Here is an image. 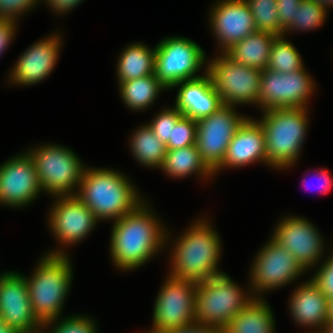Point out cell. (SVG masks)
I'll return each instance as SVG.
<instances>
[{
  "instance_id": "10",
  "label": "cell",
  "mask_w": 333,
  "mask_h": 333,
  "mask_svg": "<svg viewBox=\"0 0 333 333\" xmlns=\"http://www.w3.org/2000/svg\"><path fill=\"white\" fill-rule=\"evenodd\" d=\"M203 48L186 37H169L156 46L154 74L167 88L198 78L195 74L206 64Z\"/></svg>"
},
{
  "instance_id": "44",
  "label": "cell",
  "mask_w": 333,
  "mask_h": 333,
  "mask_svg": "<svg viewBox=\"0 0 333 333\" xmlns=\"http://www.w3.org/2000/svg\"><path fill=\"white\" fill-rule=\"evenodd\" d=\"M322 333H333V320H328Z\"/></svg>"
},
{
  "instance_id": "16",
  "label": "cell",
  "mask_w": 333,
  "mask_h": 333,
  "mask_svg": "<svg viewBox=\"0 0 333 333\" xmlns=\"http://www.w3.org/2000/svg\"><path fill=\"white\" fill-rule=\"evenodd\" d=\"M271 238L285 247L306 271L320 262L324 252L322 236L311 221L302 217H284Z\"/></svg>"
},
{
  "instance_id": "2",
  "label": "cell",
  "mask_w": 333,
  "mask_h": 333,
  "mask_svg": "<svg viewBox=\"0 0 333 333\" xmlns=\"http://www.w3.org/2000/svg\"><path fill=\"white\" fill-rule=\"evenodd\" d=\"M212 227L206 219L196 220L173 242L171 277L200 282L223 273L218 269L222 243Z\"/></svg>"
},
{
  "instance_id": "21",
  "label": "cell",
  "mask_w": 333,
  "mask_h": 333,
  "mask_svg": "<svg viewBox=\"0 0 333 333\" xmlns=\"http://www.w3.org/2000/svg\"><path fill=\"white\" fill-rule=\"evenodd\" d=\"M175 87L179 90L174 106L183 116L195 121L210 116L223 106L207 71L201 77L179 82L172 88Z\"/></svg>"
},
{
  "instance_id": "36",
  "label": "cell",
  "mask_w": 333,
  "mask_h": 333,
  "mask_svg": "<svg viewBox=\"0 0 333 333\" xmlns=\"http://www.w3.org/2000/svg\"><path fill=\"white\" fill-rule=\"evenodd\" d=\"M318 271L312 276V280L320 287L322 292L329 299L333 297V253L327 256Z\"/></svg>"
},
{
  "instance_id": "31",
  "label": "cell",
  "mask_w": 333,
  "mask_h": 333,
  "mask_svg": "<svg viewBox=\"0 0 333 333\" xmlns=\"http://www.w3.org/2000/svg\"><path fill=\"white\" fill-rule=\"evenodd\" d=\"M327 10L314 0H301L295 13V21L283 31V35L289 31H308L321 27L325 21Z\"/></svg>"
},
{
  "instance_id": "42",
  "label": "cell",
  "mask_w": 333,
  "mask_h": 333,
  "mask_svg": "<svg viewBox=\"0 0 333 333\" xmlns=\"http://www.w3.org/2000/svg\"><path fill=\"white\" fill-rule=\"evenodd\" d=\"M328 320H333V297L328 299Z\"/></svg>"
},
{
  "instance_id": "30",
  "label": "cell",
  "mask_w": 333,
  "mask_h": 333,
  "mask_svg": "<svg viewBox=\"0 0 333 333\" xmlns=\"http://www.w3.org/2000/svg\"><path fill=\"white\" fill-rule=\"evenodd\" d=\"M254 17L257 31L283 35L277 12V0H245Z\"/></svg>"
},
{
  "instance_id": "41",
  "label": "cell",
  "mask_w": 333,
  "mask_h": 333,
  "mask_svg": "<svg viewBox=\"0 0 333 333\" xmlns=\"http://www.w3.org/2000/svg\"><path fill=\"white\" fill-rule=\"evenodd\" d=\"M318 176H320V179L319 180H321V184L319 185V188H321L320 189V191L324 194H326L328 191H329V189L331 188V186H332V184H333V180L332 179H330L331 177V175H330V173L328 172V170H325V169H321L320 171H319V175ZM306 180V179H305ZM304 180V181H305ZM305 185L307 184L306 182L304 183ZM308 186V185H307Z\"/></svg>"
},
{
  "instance_id": "19",
  "label": "cell",
  "mask_w": 333,
  "mask_h": 333,
  "mask_svg": "<svg viewBox=\"0 0 333 333\" xmlns=\"http://www.w3.org/2000/svg\"><path fill=\"white\" fill-rule=\"evenodd\" d=\"M44 39L33 43L20 55L8 81L21 86L35 85L52 73L59 57L62 38L55 33Z\"/></svg>"
},
{
  "instance_id": "13",
  "label": "cell",
  "mask_w": 333,
  "mask_h": 333,
  "mask_svg": "<svg viewBox=\"0 0 333 333\" xmlns=\"http://www.w3.org/2000/svg\"><path fill=\"white\" fill-rule=\"evenodd\" d=\"M247 118L236 113L233 106L223 105L210 116L196 121V146L212 172L222 164L230 141Z\"/></svg>"
},
{
  "instance_id": "24",
  "label": "cell",
  "mask_w": 333,
  "mask_h": 333,
  "mask_svg": "<svg viewBox=\"0 0 333 333\" xmlns=\"http://www.w3.org/2000/svg\"><path fill=\"white\" fill-rule=\"evenodd\" d=\"M276 35L256 31L233 44L224 53L232 60L259 70L267 68L272 43Z\"/></svg>"
},
{
  "instance_id": "18",
  "label": "cell",
  "mask_w": 333,
  "mask_h": 333,
  "mask_svg": "<svg viewBox=\"0 0 333 333\" xmlns=\"http://www.w3.org/2000/svg\"><path fill=\"white\" fill-rule=\"evenodd\" d=\"M219 1V2H218ZM213 5L210 24L224 53L233 44L256 32L254 17L245 0H218Z\"/></svg>"
},
{
  "instance_id": "37",
  "label": "cell",
  "mask_w": 333,
  "mask_h": 333,
  "mask_svg": "<svg viewBox=\"0 0 333 333\" xmlns=\"http://www.w3.org/2000/svg\"><path fill=\"white\" fill-rule=\"evenodd\" d=\"M301 0H277V12L281 29L284 31L291 21H295V13Z\"/></svg>"
},
{
  "instance_id": "34",
  "label": "cell",
  "mask_w": 333,
  "mask_h": 333,
  "mask_svg": "<svg viewBox=\"0 0 333 333\" xmlns=\"http://www.w3.org/2000/svg\"><path fill=\"white\" fill-rule=\"evenodd\" d=\"M182 116L183 114L175 106L168 107L162 109L160 113L154 116L153 120L148 123V126L159 140L166 145L171 138L172 127L175 126Z\"/></svg>"
},
{
  "instance_id": "23",
  "label": "cell",
  "mask_w": 333,
  "mask_h": 333,
  "mask_svg": "<svg viewBox=\"0 0 333 333\" xmlns=\"http://www.w3.org/2000/svg\"><path fill=\"white\" fill-rule=\"evenodd\" d=\"M265 299L254 298L235 315L223 333H274L275 319Z\"/></svg>"
},
{
  "instance_id": "20",
  "label": "cell",
  "mask_w": 333,
  "mask_h": 333,
  "mask_svg": "<svg viewBox=\"0 0 333 333\" xmlns=\"http://www.w3.org/2000/svg\"><path fill=\"white\" fill-rule=\"evenodd\" d=\"M267 165L265 133L258 119L248 117L230 141L222 164L213 172L228 168H240L251 163Z\"/></svg>"
},
{
  "instance_id": "45",
  "label": "cell",
  "mask_w": 333,
  "mask_h": 333,
  "mask_svg": "<svg viewBox=\"0 0 333 333\" xmlns=\"http://www.w3.org/2000/svg\"><path fill=\"white\" fill-rule=\"evenodd\" d=\"M0 333H19V332L14 330L13 328L8 327L6 324H3L0 327Z\"/></svg>"
},
{
  "instance_id": "9",
  "label": "cell",
  "mask_w": 333,
  "mask_h": 333,
  "mask_svg": "<svg viewBox=\"0 0 333 333\" xmlns=\"http://www.w3.org/2000/svg\"><path fill=\"white\" fill-rule=\"evenodd\" d=\"M196 290L197 282L169 275L156 298L153 328L146 333H163L195 324Z\"/></svg>"
},
{
  "instance_id": "33",
  "label": "cell",
  "mask_w": 333,
  "mask_h": 333,
  "mask_svg": "<svg viewBox=\"0 0 333 333\" xmlns=\"http://www.w3.org/2000/svg\"><path fill=\"white\" fill-rule=\"evenodd\" d=\"M197 122L182 116L172 127L171 138L166 144L167 150L180 149L196 144Z\"/></svg>"
},
{
  "instance_id": "25",
  "label": "cell",
  "mask_w": 333,
  "mask_h": 333,
  "mask_svg": "<svg viewBox=\"0 0 333 333\" xmlns=\"http://www.w3.org/2000/svg\"><path fill=\"white\" fill-rule=\"evenodd\" d=\"M156 46L152 49L142 43H131L120 54L117 62L119 82L154 74Z\"/></svg>"
},
{
  "instance_id": "29",
  "label": "cell",
  "mask_w": 333,
  "mask_h": 333,
  "mask_svg": "<svg viewBox=\"0 0 333 333\" xmlns=\"http://www.w3.org/2000/svg\"><path fill=\"white\" fill-rule=\"evenodd\" d=\"M303 67L301 55L294 45L285 39V35L276 36L271 46L267 69L286 74Z\"/></svg>"
},
{
  "instance_id": "38",
  "label": "cell",
  "mask_w": 333,
  "mask_h": 333,
  "mask_svg": "<svg viewBox=\"0 0 333 333\" xmlns=\"http://www.w3.org/2000/svg\"><path fill=\"white\" fill-rule=\"evenodd\" d=\"M17 21L0 19V56L15 36Z\"/></svg>"
},
{
  "instance_id": "7",
  "label": "cell",
  "mask_w": 333,
  "mask_h": 333,
  "mask_svg": "<svg viewBox=\"0 0 333 333\" xmlns=\"http://www.w3.org/2000/svg\"><path fill=\"white\" fill-rule=\"evenodd\" d=\"M26 152L35 165L43 192L53 197L76 195L87 166L81 164L74 151L61 145L44 144Z\"/></svg>"
},
{
  "instance_id": "27",
  "label": "cell",
  "mask_w": 333,
  "mask_h": 333,
  "mask_svg": "<svg viewBox=\"0 0 333 333\" xmlns=\"http://www.w3.org/2000/svg\"><path fill=\"white\" fill-rule=\"evenodd\" d=\"M120 96L126 106L133 111L150 107L162 90H168L155 74L142 78L119 82Z\"/></svg>"
},
{
  "instance_id": "26",
  "label": "cell",
  "mask_w": 333,
  "mask_h": 333,
  "mask_svg": "<svg viewBox=\"0 0 333 333\" xmlns=\"http://www.w3.org/2000/svg\"><path fill=\"white\" fill-rule=\"evenodd\" d=\"M160 169L173 178H185L195 173L203 178L213 177V172L201 159L196 144L167 150Z\"/></svg>"
},
{
  "instance_id": "3",
  "label": "cell",
  "mask_w": 333,
  "mask_h": 333,
  "mask_svg": "<svg viewBox=\"0 0 333 333\" xmlns=\"http://www.w3.org/2000/svg\"><path fill=\"white\" fill-rule=\"evenodd\" d=\"M123 175L108 168H85L76 196L100 220H118L133 211L143 197Z\"/></svg>"
},
{
  "instance_id": "32",
  "label": "cell",
  "mask_w": 333,
  "mask_h": 333,
  "mask_svg": "<svg viewBox=\"0 0 333 333\" xmlns=\"http://www.w3.org/2000/svg\"><path fill=\"white\" fill-rule=\"evenodd\" d=\"M51 324L54 328L47 332L45 328L47 329L48 326L52 327ZM43 329V333H97L94 320L85 315L70 316L64 319L61 318V320L59 318L58 321L53 319L43 323Z\"/></svg>"
},
{
  "instance_id": "35",
  "label": "cell",
  "mask_w": 333,
  "mask_h": 333,
  "mask_svg": "<svg viewBox=\"0 0 333 333\" xmlns=\"http://www.w3.org/2000/svg\"><path fill=\"white\" fill-rule=\"evenodd\" d=\"M42 0H0V19L18 20L24 12L30 11Z\"/></svg>"
},
{
  "instance_id": "4",
  "label": "cell",
  "mask_w": 333,
  "mask_h": 333,
  "mask_svg": "<svg viewBox=\"0 0 333 333\" xmlns=\"http://www.w3.org/2000/svg\"><path fill=\"white\" fill-rule=\"evenodd\" d=\"M67 252L60 248L42 256L34 274L25 277L35 316L42 322L59 319L73 278Z\"/></svg>"
},
{
  "instance_id": "28",
  "label": "cell",
  "mask_w": 333,
  "mask_h": 333,
  "mask_svg": "<svg viewBox=\"0 0 333 333\" xmlns=\"http://www.w3.org/2000/svg\"><path fill=\"white\" fill-rule=\"evenodd\" d=\"M130 140L131 153L141 165L161 168L167 148L148 124L135 129Z\"/></svg>"
},
{
  "instance_id": "15",
  "label": "cell",
  "mask_w": 333,
  "mask_h": 333,
  "mask_svg": "<svg viewBox=\"0 0 333 333\" xmlns=\"http://www.w3.org/2000/svg\"><path fill=\"white\" fill-rule=\"evenodd\" d=\"M41 192L35 165L27 152L0 165V204L25 207Z\"/></svg>"
},
{
  "instance_id": "12",
  "label": "cell",
  "mask_w": 333,
  "mask_h": 333,
  "mask_svg": "<svg viewBox=\"0 0 333 333\" xmlns=\"http://www.w3.org/2000/svg\"><path fill=\"white\" fill-rule=\"evenodd\" d=\"M315 82L303 67L289 73L262 70L257 106L263 111L274 108H308ZM309 98V99H308Z\"/></svg>"
},
{
  "instance_id": "43",
  "label": "cell",
  "mask_w": 333,
  "mask_h": 333,
  "mask_svg": "<svg viewBox=\"0 0 333 333\" xmlns=\"http://www.w3.org/2000/svg\"><path fill=\"white\" fill-rule=\"evenodd\" d=\"M314 1L323 6L326 10H328L327 8L331 6L333 7V0H314Z\"/></svg>"
},
{
  "instance_id": "22",
  "label": "cell",
  "mask_w": 333,
  "mask_h": 333,
  "mask_svg": "<svg viewBox=\"0 0 333 333\" xmlns=\"http://www.w3.org/2000/svg\"><path fill=\"white\" fill-rule=\"evenodd\" d=\"M293 320L301 326L315 328L320 333L328 321V298L310 278L293 291L289 302Z\"/></svg>"
},
{
  "instance_id": "5",
  "label": "cell",
  "mask_w": 333,
  "mask_h": 333,
  "mask_svg": "<svg viewBox=\"0 0 333 333\" xmlns=\"http://www.w3.org/2000/svg\"><path fill=\"white\" fill-rule=\"evenodd\" d=\"M307 108H274L263 111L267 165L284 169L299 158L308 128Z\"/></svg>"
},
{
  "instance_id": "46",
  "label": "cell",
  "mask_w": 333,
  "mask_h": 333,
  "mask_svg": "<svg viewBox=\"0 0 333 333\" xmlns=\"http://www.w3.org/2000/svg\"><path fill=\"white\" fill-rule=\"evenodd\" d=\"M4 323H3V319H2V317H1V315H0V327L3 325Z\"/></svg>"
},
{
  "instance_id": "8",
  "label": "cell",
  "mask_w": 333,
  "mask_h": 333,
  "mask_svg": "<svg viewBox=\"0 0 333 333\" xmlns=\"http://www.w3.org/2000/svg\"><path fill=\"white\" fill-rule=\"evenodd\" d=\"M205 69L223 105H257L262 70L242 65L225 53L210 59Z\"/></svg>"
},
{
  "instance_id": "11",
  "label": "cell",
  "mask_w": 333,
  "mask_h": 333,
  "mask_svg": "<svg viewBox=\"0 0 333 333\" xmlns=\"http://www.w3.org/2000/svg\"><path fill=\"white\" fill-rule=\"evenodd\" d=\"M263 245L253 260L250 273V290L255 298H262L263 292L274 290L291 283L305 273L298 260L272 238Z\"/></svg>"
},
{
  "instance_id": "6",
  "label": "cell",
  "mask_w": 333,
  "mask_h": 333,
  "mask_svg": "<svg viewBox=\"0 0 333 333\" xmlns=\"http://www.w3.org/2000/svg\"><path fill=\"white\" fill-rule=\"evenodd\" d=\"M241 288L224 272L197 282L196 324L223 330L255 298L251 291L245 292Z\"/></svg>"
},
{
  "instance_id": "14",
  "label": "cell",
  "mask_w": 333,
  "mask_h": 333,
  "mask_svg": "<svg viewBox=\"0 0 333 333\" xmlns=\"http://www.w3.org/2000/svg\"><path fill=\"white\" fill-rule=\"evenodd\" d=\"M25 276L16 271L0 275V315L3 323L19 333H41L43 323L35 316Z\"/></svg>"
},
{
  "instance_id": "40",
  "label": "cell",
  "mask_w": 333,
  "mask_h": 333,
  "mask_svg": "<svg viewBox=\"0 0 333 333\" xmlns=\"http://www.w3.org/2000/svg\"><path fill=\"white\" fill-rule=\"evenodd\" d=\"M163 333H223V330L221 328L204 326L195 323L187 327L168 330Z\"/></svg>"
},
{
  "instance_id": "17",
  "label": "cell",
  "mask_w": 333,
  "mask_h": 333,
  "mask_svg": "<svg viewBox=\"0 0 333 333\" xmlns=\"http://www.w3.org/2000/svg\"><path fill=\"white\" fill-rule=\"evenodd\" d=\"M54 198L48 220L50 229L61 246L77 244L94 229L98 219L76 195Z\"/></svg>"
},
{
  "instance_id": "1",
  "label": "cell",
  "mask_w": 333,
  "mask_h": 333,
  "mask_svg": "<svg viewBox=\"0 0 333 333\" xmlns=\"http://www.w3.org/2000/svg\"><path fill=\"white\" fill-rule=\"evenodd\" d=\"M153 213L144 200L133 211L114 221L110 253L119 270L139 268L169 241L168 230Z\"/></svg>"
},
{
  "instance_id": "39",
  "label": "cell",
  "mask_w": 333,
  "mask_h": 333,
  "mask_svg": "<svg viewBox=\"0 0 333 333\" xmlns=\"http://www.w3.org/2000/svg\"><path fill=\"white\" fill-rule=\"evenodd\" d=\"M55 13L64 14L77 7L83 0H43Z\"/></svg>"
}]
</instances>
